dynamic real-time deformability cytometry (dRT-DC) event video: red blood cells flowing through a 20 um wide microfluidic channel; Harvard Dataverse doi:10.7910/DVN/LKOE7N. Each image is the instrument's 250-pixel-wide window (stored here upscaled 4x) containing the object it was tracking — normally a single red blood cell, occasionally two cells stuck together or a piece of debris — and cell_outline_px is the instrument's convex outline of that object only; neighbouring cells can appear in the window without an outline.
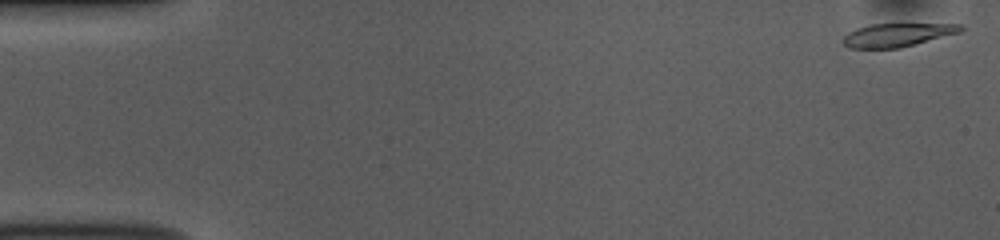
{"species": "common noctule bat (a hibernating species)", "species_latin": "Nyctalus noctula", "temperature_condition": "room temperature", "stored_images_in_passage": 52, "camera_frame_rate_fps": 3000, "um_per_image_px": 0.085, "animal": {"sex": "female", "body_mass_g": 10.0, "forearm_length_mm": 53.1}, "frame": {"image": 1, "passage_image": 1, "time_ms": 0.0, "image_size_px": [1000, 240], "cell_outline_px": [[964, 28], [960, 32], [900, 48], [848, 48], [840, 40], [848, 32], [856, 28], [872, 24], [964, 24]], "centroid_in_image_um": [76.24, 2.97], "position_along_channel_um": 8.8, "area_um2": 16.01}}
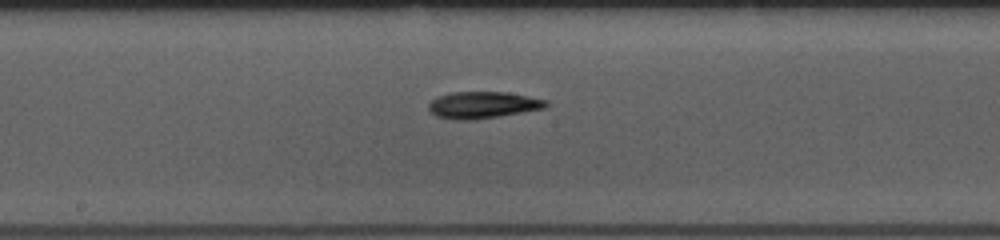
{"frame": {"image": 2, "passage_image": 27, "time_ms": 8.667, "image_size_px": [1000, 240], "cell_outline_px": [[548, 108], [496, 116], [468, 120], [456, 120], [436, 116], [428, 108], [428, 104], [436, 96], [452, 92], [508, 92], [548, 100]], "centroid_in_image_um": [41.05, 8.91], "position_along_channel_um": 207.1, "area_um2": 18.26}}
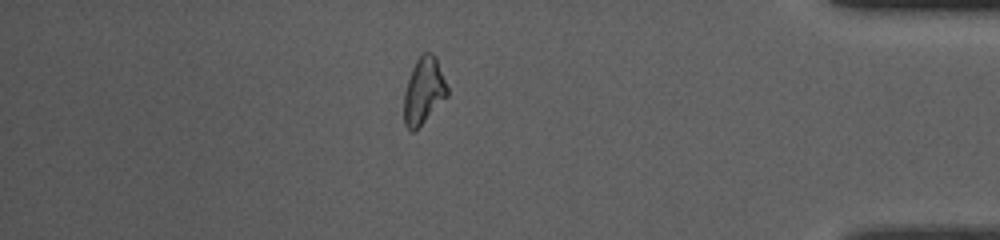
{"frame": {"image": 3, "passage_image": 45, "time_ms": 14.667, "image_size_px": [1000, 240], "cell_outline_px": [[448, 96], [412, 132], [404, 124], [404, 92], [412, 68], [416, 60], [424, 52], [432, 52], [436, 56], [448, 88]], "centroid_in_image_um": [36.02, 7.68], "position_along_channel_um": 399.2, "area_um2": 16.53}, "authors_computed_cell_mechanics": {"area_um2": 17.3978, "velocity_mm_per_s": 3.8088, "shape_relaxation_time_tau1_ms": 3.5065, "shape_relaxation_time_tau2_ms": 4.9014, "deformation_change_tau1": 0.1684, "deformation_change_tau2": 0.1493}}